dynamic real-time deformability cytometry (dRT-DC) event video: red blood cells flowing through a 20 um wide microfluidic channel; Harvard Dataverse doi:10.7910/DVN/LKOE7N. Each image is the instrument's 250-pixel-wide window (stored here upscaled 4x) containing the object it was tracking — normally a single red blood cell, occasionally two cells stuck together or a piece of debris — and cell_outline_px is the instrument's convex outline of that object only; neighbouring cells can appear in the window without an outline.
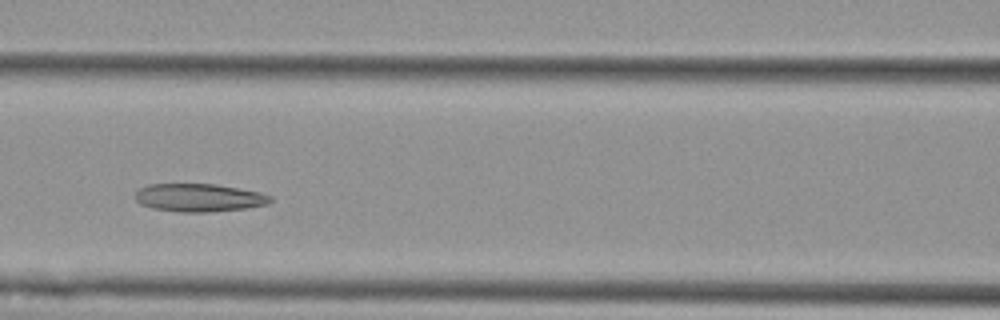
{"species": "Egyptian fruit bat (a non-hibernating species)", "species_latin": "Rousettus aegyptiacus", "temperature_condition": "cold", "stored_images_in_passage": 6, "camera_frame_rate_fps": 3000, "um_per_image_px": 0.085, "animal": {"sex": "female"}, "frame": {"image": 1, "passage_image": 5, "time_ms": 4.667, "image_size_px": [1000, 320], "cell_outline_px": [[272, 200], [268, 204], [248, 208], [208, 212], [180, 212], [152, 208], [140, 204], [136, 200], [136, 192], [140, 188], [148, 184], [216, 184], [260, 192], [272, 196]], "centroid_in_image_um": [16.93, 16.8], "position_along_channel_um": 149.7, "area_um2": 22.14}}
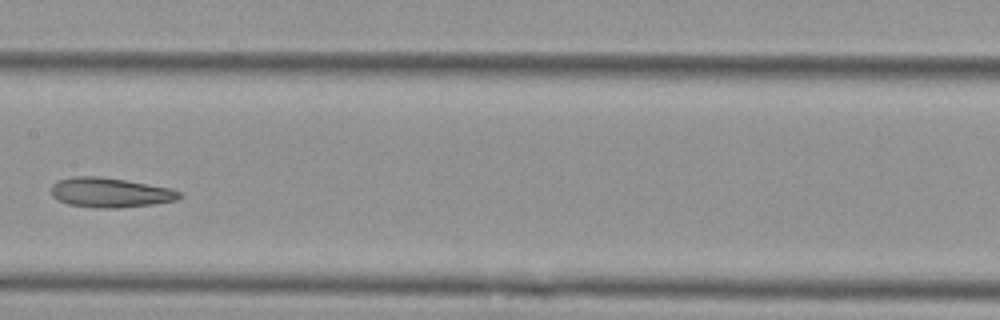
{"frame": {"image": 2, "passage_image": 6, "time_ms": 6.0, "image_size_px": [1000, 320], "cell_outline_px": [[184, 196], [176, 200], [152, 204], [116, 208], [96, 208], [68, 204], [52, 196], [52, 184], [60, 180], [72, 176], [100, 176], [172, 188], [180, 192]], "centroid_in_image_um": [9.38, 16.36], "position_along_channel_um": 198.0, "area_um2": 22.08}}